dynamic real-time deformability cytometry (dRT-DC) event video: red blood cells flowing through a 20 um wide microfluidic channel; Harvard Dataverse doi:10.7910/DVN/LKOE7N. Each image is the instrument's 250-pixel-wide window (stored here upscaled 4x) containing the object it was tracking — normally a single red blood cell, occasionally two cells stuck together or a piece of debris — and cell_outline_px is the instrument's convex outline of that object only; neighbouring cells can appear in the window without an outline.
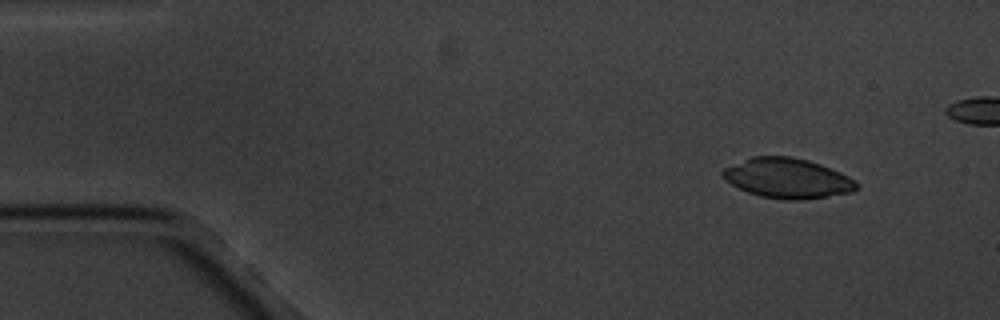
{"species": "common noctule bat (a hibernating species)", "species_latin": "Nyctalus noctula", "temperature_condition": "cold", "stored_images_in_passage": 5, "segment_of_instrument_passage": [1, 2], "camera_frame_rate_fps": 3000, "um_per_image_px": 0.085, "animal": {"sex": "male", "body_mass_g": 20.1, "forearm_length_mm": 53.5}, "frame": {"image": 1, "passage_image": 1, "time_ms": 0.0, "image_size_px": [1000, 320], "cell_outline_px": [[860, 188], [852, 192], [800, 200], [784, 200], [760, 196], [748, 192], [724, 180], [720, 176], [720, 172], [724, 168], [752, 156], [792, 156], [808, 160], [820, 164], [840, 172], [856, 180], [860, 184]], "centroid_in_image_um": [66.94, 15.15], "position_along_channel_um": 18.1, "area_um2": 31.33}}